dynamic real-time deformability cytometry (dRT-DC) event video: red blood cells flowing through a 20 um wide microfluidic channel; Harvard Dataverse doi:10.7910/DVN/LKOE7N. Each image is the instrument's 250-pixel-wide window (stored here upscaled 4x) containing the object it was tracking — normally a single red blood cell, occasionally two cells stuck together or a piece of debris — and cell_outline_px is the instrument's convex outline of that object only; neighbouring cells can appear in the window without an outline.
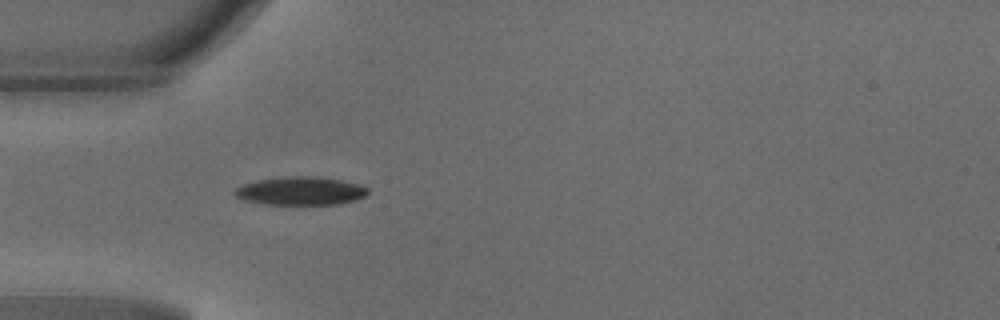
{"species": "common noctule bat (a hibernating species)", "species_latin": "Nyctalus noctula", "temperature_condition": "warm", "stored_images_in_passage": 35, "camera_frame_rate_fps": 3000, "um_per_image_px": 0.085, "animal": {"sex": "male", "body_mass_g": 18.8}, "frame": {"image": 1, "passage_image": 5, "time_ms": 1.333, "image_size_px": [1000, 320], "cell_outline_px": [[368, 192], [364, 196], [356, 200], [340, 204], [264, 204], [244, 200], [236, 196], [232, 192], [236, 188], [244, 184], [256, 180], [284, 176], [316, 176], [340, 180], [360, 184], [368, 188]], "centroid_in_image_um": [25.55, 16.22], "position_along_channel_um": 59.5, "area_um2": 22.02}}
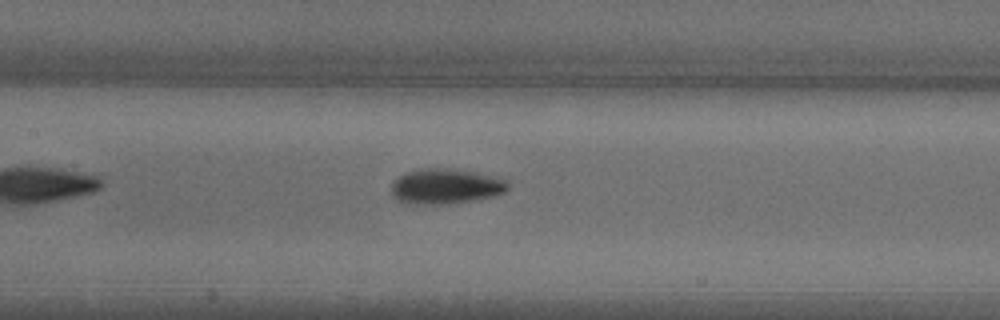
{"frame": {"image": 2, "passage_image": 13, "time_ms": 4.0, "image_size_px": [1000, 320], "cell_outline_px": [[508, 188], [504, 192], [492, 196], [472, 200], [440, 204], [408, 204], [392, 196], [392, 184], [400, 176], [408, 172], [424, 168], [444, 168], [500, 176], [508, 180]], "centroid_in_image_um": [37.91, 15.83], "position_along_channel_um": 169.5, "area_um2": 23.64}}
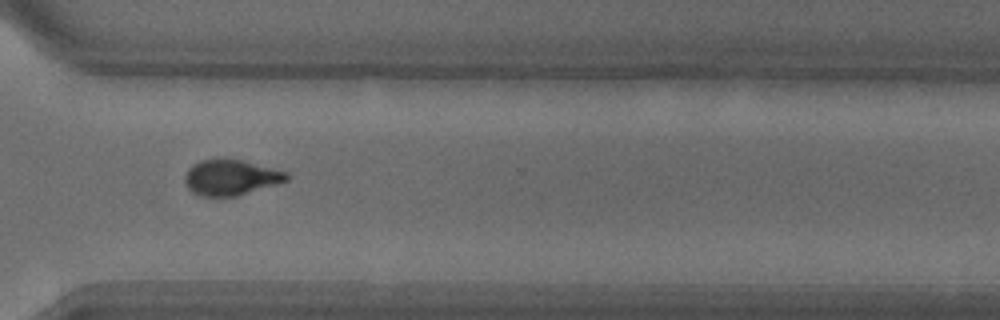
{"frame": {"image": 3, "passage_image": 26, "time_ms": 8.333, "image_size_px": [1000, 320], "cell_outline_px": [[288, 180], [236, 196], [200, 196], [192, 192], [188, 188], [184, 180], [184, 176], [188, 168], [192, 164], [200, 160], [224, 156], [288, 172]], "centroid_in_image_um": [19.55, 15.05], "position_along_channel_um": 351.0, "area_um2": 21.27}, "authors_computed_cell_mechanics": {"area_um2": 21.7906, "velocity_mm_per_s": 4.1952, "shape_relaxation_time_tau1_ms": 2.5564, "shape_relaxation_time_tau2_ms": 4.9439, "deformation_change_tau1": 0.1564, "deformation_change_tau2": 0.093}}